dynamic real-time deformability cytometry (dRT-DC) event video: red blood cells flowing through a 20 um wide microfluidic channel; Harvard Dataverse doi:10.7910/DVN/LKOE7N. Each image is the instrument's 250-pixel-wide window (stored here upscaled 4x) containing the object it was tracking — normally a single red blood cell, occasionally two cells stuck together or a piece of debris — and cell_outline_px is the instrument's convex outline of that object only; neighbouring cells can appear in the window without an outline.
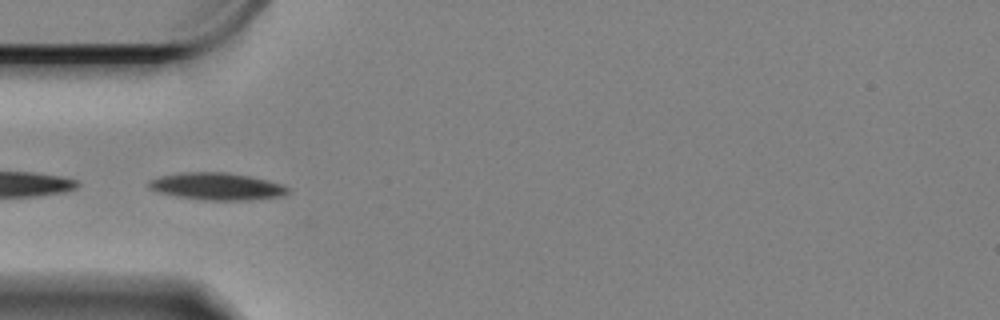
{"species": "Egyptian fruit bat (a non-hibernating species)", "species_latin": "Rousettus aegyptiacus", "temperature_condition": "cold", "stored_images_in_passage": 18, "camera_frame_rate_fps": 3000, "um_per_image_px": 0.085, "animal": {"sex": "female"}, "frame": {"image": 1, "passage_image": 1, "time_ms": 0.0, "image_size_px": [1000, 320], "cell_outline_px": [[288, 192], [280, 196], [248, 200], [204, 200], [176, 196], [160, 192], [148, 188], [148, 180], [160, 176], [180, 172], [224, 172], [248, 176], [268, 180], [280, 184], [288, 188]], "centroid_in_image_um": [18.38, 15.84], "position_along_channel_um": 66.6, "area_um2": 21.85}}
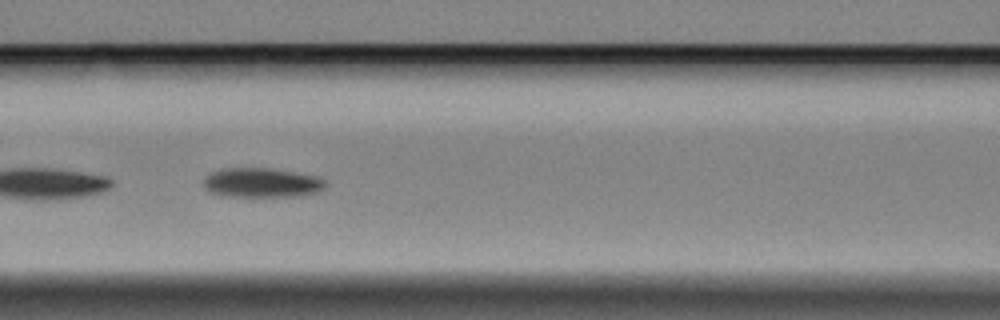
{"frame": {"image": 2, "passage_image": 8, "time_ms": 2.333, "image_size_px": [1000, 320], "cell_outline_px": [[328, 184], [324, 188], [316, 192], [296, 196], [232, 196], [212, 192], [204, 188], [204, 180], [212, 172], [224, 168], [268, 168], [320, 176], [328, 180]], "centroid_in_image_um": [22.33, 15.52], "position_along_channel_um": 144.3, "area_um2": 20.81}}